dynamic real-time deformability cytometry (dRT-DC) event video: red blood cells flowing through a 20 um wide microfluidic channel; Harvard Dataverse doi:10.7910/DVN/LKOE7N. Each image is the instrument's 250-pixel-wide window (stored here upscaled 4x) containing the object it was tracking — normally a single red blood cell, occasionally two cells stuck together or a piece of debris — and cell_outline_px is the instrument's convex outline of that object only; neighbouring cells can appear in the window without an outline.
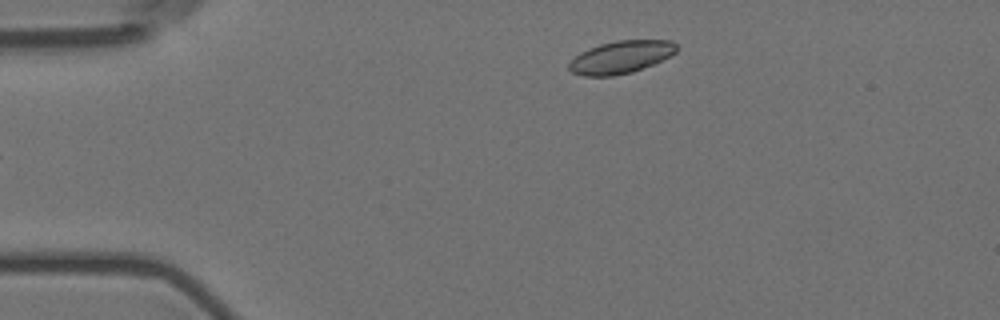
{"species": "Egyptian fruit bat (a non-hibernating species)", "species_latin": "Rousettus aegyptiacus", "temperature_condition": "room temperature", "stored_images_in_passage": 6, "segment_of_instrument_passage": [2, 2], "camera_frame_rate_fps": 3000, "um_per_image_px": 0.085, "animal": {"sex": "female"}, "frame": {"image": 1, "passage_image": 6, "time_ms": 1.667, "image_size_px": [1000, 320], "cell_outline_px": [[680, 48], [672, 56], [632, 72], [612, 76], [584, 76], [572, 72], [568, 68], [568, 64], [580, 52], [588, 48], [600, 44], [616, 40], [672, 40]], "centroid_in_image_um": [52.8, 4.84], "position_along_channel_um": 32.2, "area_um2": 20.52}}